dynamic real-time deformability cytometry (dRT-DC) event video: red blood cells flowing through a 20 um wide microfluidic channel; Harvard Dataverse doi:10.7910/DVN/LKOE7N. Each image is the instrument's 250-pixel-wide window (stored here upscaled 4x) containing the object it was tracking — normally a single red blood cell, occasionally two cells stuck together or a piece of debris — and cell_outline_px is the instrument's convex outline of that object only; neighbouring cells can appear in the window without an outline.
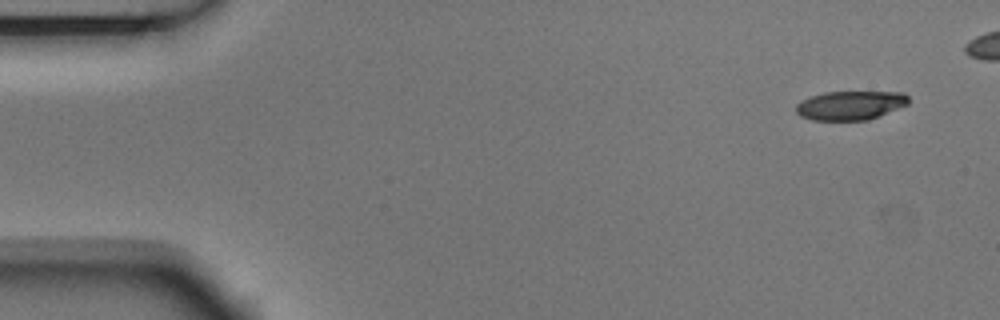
{"species": "Egyptian fruit bat (a non-hibernating species)", "species_latin": "Rousettus aegyptiacus", "temperature_condition": "room temperature", "stored_images_in_passage": 5, "camera_frame_rate_fps": 3000, "um_per_image_px": 0.085, "animal": {"sex": "male"}, "frame": {"image": 1, "passage_image": 1, "time_ms": 0.0, "image_size_px": [1000, 320], "cell_outline_px": [[908, 104], [868, 120], [812, 120], [800, 116], [796, 112], [796, 104], [800, 100], [824, 92], [904, 92], [908, 96]], "centroid_in_image_um": [72.25, 8.95], "position_along_channel_um": 12.8, "area_um2": 18.96}}